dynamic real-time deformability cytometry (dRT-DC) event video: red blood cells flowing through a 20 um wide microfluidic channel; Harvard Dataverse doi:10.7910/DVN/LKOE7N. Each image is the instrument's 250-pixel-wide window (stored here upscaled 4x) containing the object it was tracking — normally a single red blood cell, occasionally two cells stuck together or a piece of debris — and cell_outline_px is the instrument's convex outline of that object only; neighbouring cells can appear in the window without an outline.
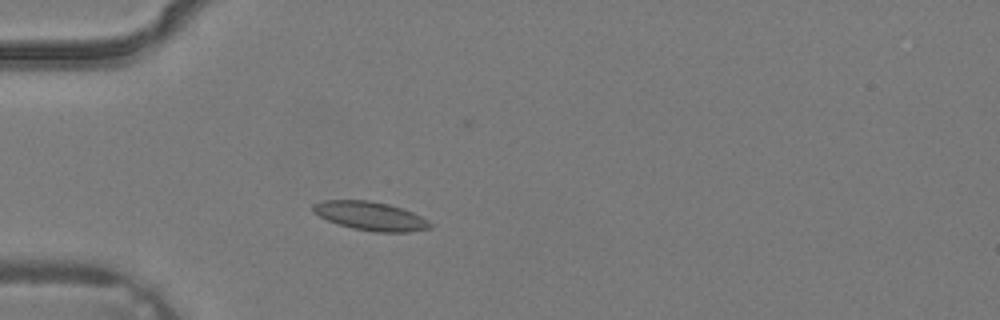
{"species": "common noctule bat (a hibernating species)", "species_latin": "Nyctalus noctula", "temperature_condition": "warm", "stored_images_in_passage": 3, "camera_frame_rate_fps": 3000, "um_per_image_px": 0.085, "animal": {"sex": "male", "body_mass_g": 19.2, "forearm_length_mm": 51.8}, "frame": {"image": 1, "passage_image": 3, "time_ms": 0.667, "image_size_px": [1000, 320], "cell_outline_px": [[432, 224], [428, 228], [408, 232], [376, 232], [352, 228], [336, 224], [312, 212], [312, 204], [324, 200], [368, 200], [388, 204], [412, 212], [428, 220]], "centroid_in_image_um": [31.44, 18.36], "position_along_channel_um": 53.6, "area_um2": 19.48}}